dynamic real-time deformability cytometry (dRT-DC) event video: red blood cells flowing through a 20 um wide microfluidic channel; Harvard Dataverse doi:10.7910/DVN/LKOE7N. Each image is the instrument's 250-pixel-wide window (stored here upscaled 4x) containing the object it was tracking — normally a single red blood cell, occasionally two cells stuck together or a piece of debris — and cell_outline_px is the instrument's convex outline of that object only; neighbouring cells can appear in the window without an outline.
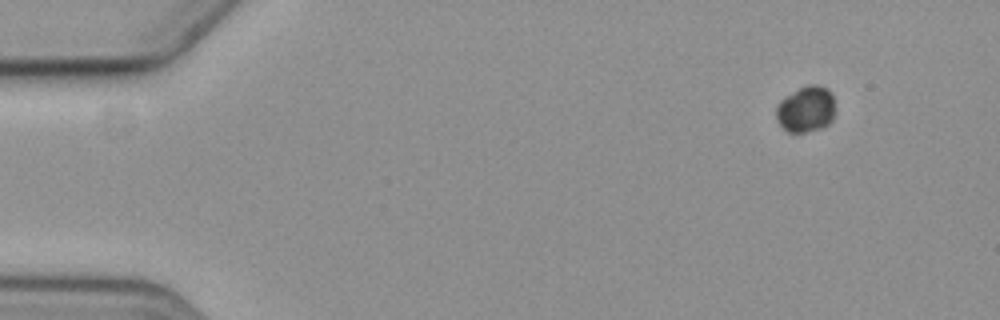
{"species": "common noctule bat (a hibernating species)", "species_latin": "Nyctalus noctula", "temperature_condition": "cold", "stored_images_in_passage": 9, "camera_frame_rate_fps": 3000, "um_per_image_px": 0.085, "animal": {"sex": "female", "body_mass_g": 19.3, "forearm_length_mm": 54.1}, "frame": {"image": 1, "passage_image": 1, "time_ms": 0.0, "image_size_px": [1000, 320], "cell_outline_px": [[832, 120], [824, 128], [804, 132], [788, 132], [776, 120], [776, 104], [784, 96], [808, 84], [816, 84], [828, 88], [832, 92]], "centroid_in_image_um": [68.47, 9.27], "position_along_channel_um": 16.5, "area_um2": 15.84}}
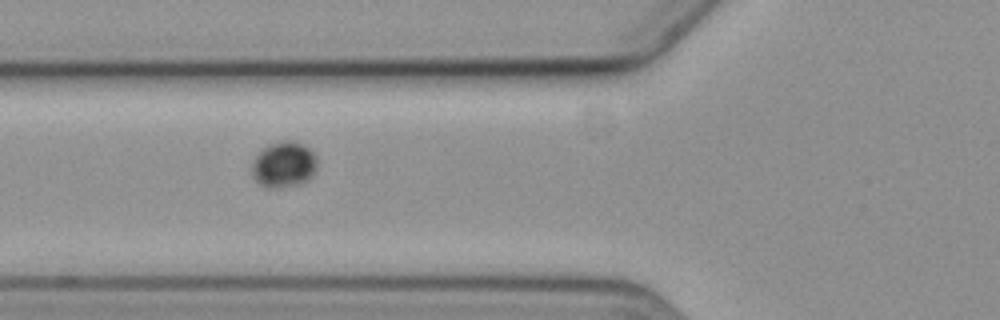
{"frame": {"image": 2, "passage_image": 6, "time_ms": 5.667, "image_size_px": [1000, 320], "cell_outline_px": [[316, 168], [312, 176], [308, 180], [300, 184], [280, 188], [264, 188], [252, 176], [252, 160], [260, 148], [268, 144], [280, 140], [292, 140], [304, 144], [312, 148], [316, 156]], "centroid_in_image_um": [24.11, 13.96], "position_along_channel_um": 101.7, "area_um2": 18.09}}